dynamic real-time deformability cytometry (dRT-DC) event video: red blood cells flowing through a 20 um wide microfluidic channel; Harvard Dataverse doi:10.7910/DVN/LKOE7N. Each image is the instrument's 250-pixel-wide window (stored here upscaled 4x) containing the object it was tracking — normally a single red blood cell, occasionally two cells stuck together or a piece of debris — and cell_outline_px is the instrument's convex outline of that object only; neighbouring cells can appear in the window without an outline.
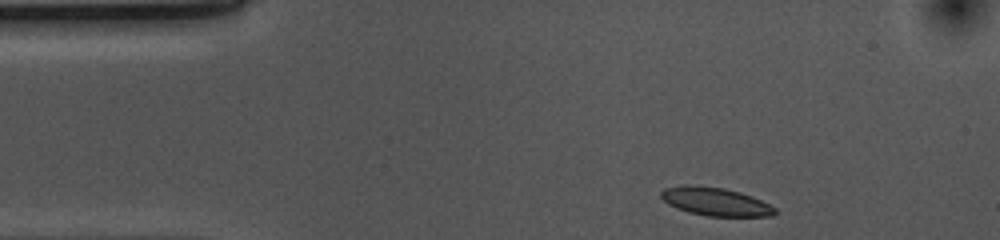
{"species": "common noctule bat (a hibernating species)", "species_latin": "Nyctalus noctula", "temperature_condition": "cold", "stored_images_in_passage": 36, "camera_frame_rate_fps": 3000, "um_per_image_px": 0.085, "animal": {"sex": "female", "body_mass_g": 10.0, "forearm_length_mm": 53.1}, "frame": {"image": 1, "passage_image": 1, "time_ms": 0.0, "image_size_px": [1000, 240], "cell_outline_px": [[776, 212], [772, 216], [708, 216], [688, 212], [676, 208], [668, 204], [660, 196], [660, 192], [664, 188], [684, 184], [688, 184], [724, 188], [740, 192], [752, 196], [776, 208]], "centroid_in_image_um": [60.77, 17.13], "position_along_channel_um": 24.2, "area_um2": 18.79}}
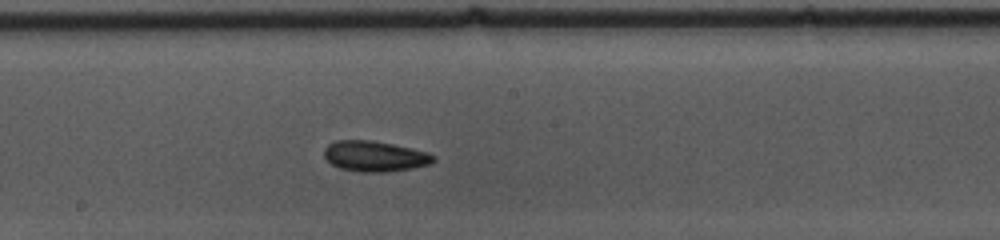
{"frame": {"image": 2, "passage_image": 21, "time_ms": 6.667, "image_size_px": [1000, 240], "cell_outline_px": [[436, 160], [432, 164], [412, 168], [384, 172], [360, 172], [340, 168], [332, 164], [324, 156], [324, 148], [328, 144], [336, 140], [368, 140], [392, 144], [412, 148], [428, 152], [436, 156]], "centroid_in_image_um": [31.88, 13.28], "position_along_channel_um": 216.3, "area_um2": 19.54}}
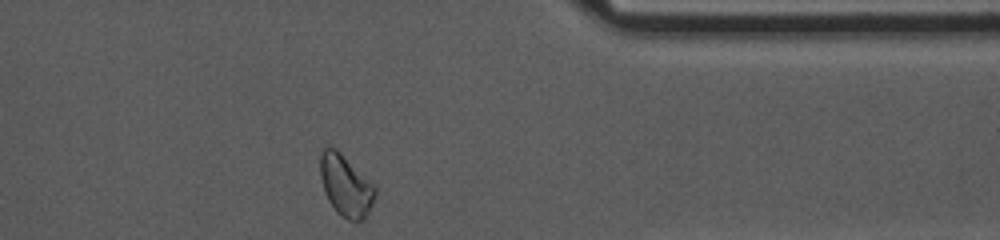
{"frame": {"image": 3, "passage_image": 36, "time_ms": 11.667, "image_size_px": [1000, 240], "cell_outline_px": [[376, 192], [372, 204], [364, 220], [348, 220], [340, 216], [336, 212], [328, 200], [324, 192], [320, 176], [320, 152], [328, 144], [336, 148], [376, 188]], "centroid_in_image_um": [29.34, 15.77], "position_along_channel_um": 382.1, "area_um2": 19.54}, "authors_computed_cell_mechanics": {"area_um2": 18.7561, "velocity_mm_per_s": 3.6568, "shape_relaxation_time_tau1_ms": 7.5281, "shape_relaxation_time_tau2_ms": 2.658, "deformation_change_tau1": 0.1155, "deformation_change_tau2": 0.0836}}